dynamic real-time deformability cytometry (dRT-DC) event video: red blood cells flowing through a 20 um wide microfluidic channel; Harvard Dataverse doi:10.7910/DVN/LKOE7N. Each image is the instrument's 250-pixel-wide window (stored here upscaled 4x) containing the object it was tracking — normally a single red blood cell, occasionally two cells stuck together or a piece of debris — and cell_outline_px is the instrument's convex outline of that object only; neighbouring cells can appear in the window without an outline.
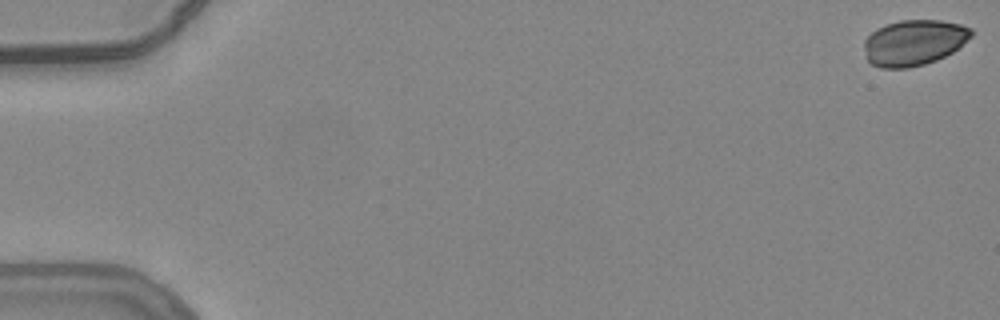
{"species": "common noctule bat (a hibernating species)", "species_latin": "Nyctalus noctula", "temperature_condition": "warm", "stored_images_in_passage": 56, "camera_frame_rate_fps": 3000, "um_per_image_px": 0.085, "animal": {"sex": "female", "body_mass_g": 24.6, "forearm_length_mm": 56.2}, "frame": {"image": 1, "passage_image": 1, "time_ms": 0.0, "image_size_px": [1000, 320], "cell_outline_px": [[972, 36], [952, 52], [936, 60], [924, 64], [908, 68], [880, 68], [872, 64], [868, 60], [864, 48], [864, 40], [876, 28], [900, 20], [940, 20], [960, 24], [972, 28]], "centroid_in_image_um": [77.68, 3.62], "position_along_channel_um": 7.3, "area_um2": 28.44}}
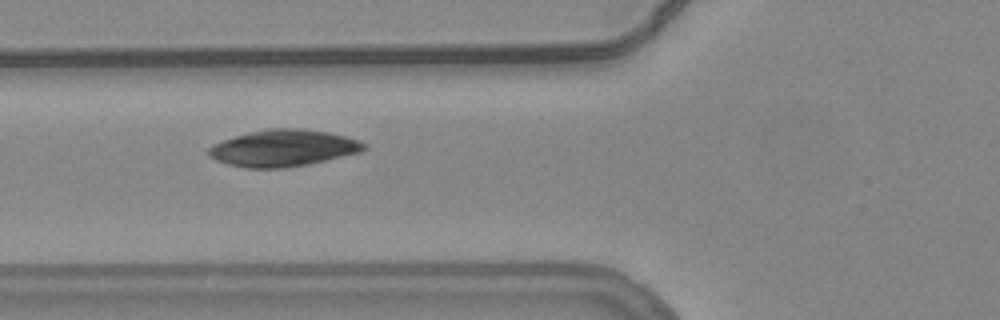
{"frame": {"image": 2, "passage_image": 22, "time_ms": 7.0, "image_size_px": [1000, 320], "cell_outline_px": [[368, 148], [360, 152], [308, 164], [284, 168], [244, 168], [228, 164], [216, 160], [208, 152], [208, 148], [212, 144], [236, 136], [268, 128], [300, 128], [328, 132], [344, 136], [356, 140], [364, 144]], "centroid_in_image_um": [24.07, 12.59], "position_along_channel_um": 101.7, "area_um2": 32.83}}
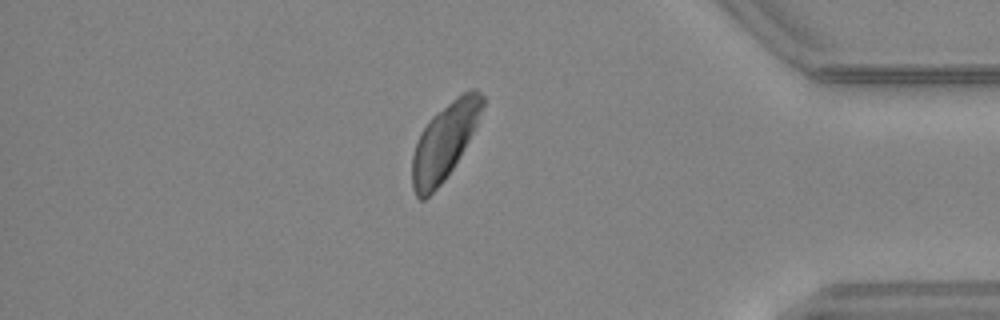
{"frame": {"image": 3, "passage_image": 48, "time_ms": 15.667, "image_size_px": [1000, 320], "cell_outline_px": [[484, 104], [476, 124], [468, 140], [452, 168], [444, 180], [424, 200], [420, 200], [416, 196], [412, 188], [412, 156], [420, 132], [428, 120], [432, 116], [456, 96], [472, 88], [476, 88], [484, 96]], "centroid_in_image_um": [37.75, 12.0], "position_along_channel_um": 397.5, "area_um2": 30.69}}